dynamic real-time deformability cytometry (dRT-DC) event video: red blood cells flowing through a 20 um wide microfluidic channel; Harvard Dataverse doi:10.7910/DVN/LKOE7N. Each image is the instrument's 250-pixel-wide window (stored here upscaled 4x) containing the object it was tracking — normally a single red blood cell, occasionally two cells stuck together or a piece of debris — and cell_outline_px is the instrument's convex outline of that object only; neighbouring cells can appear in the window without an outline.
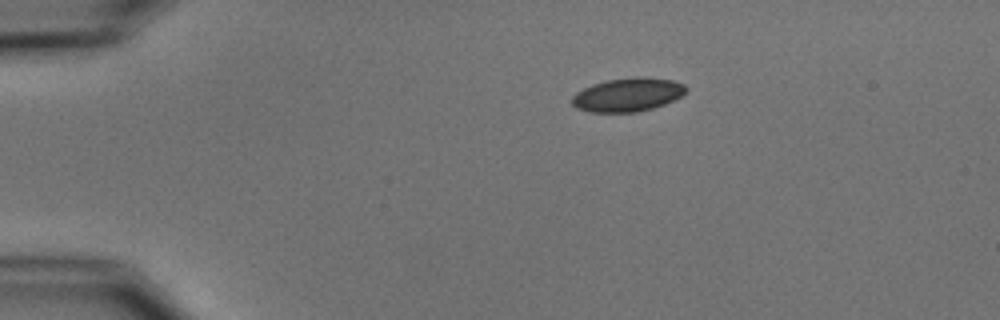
{"species": "common noctule bat (a hibernating species)", "species_latin": "Nyctalus noctula", "temperature_condition": "cold", "stored_images_in_passage": 3, "camera_frame_rate_fps": 3000, "um_per_image_px": 0.085, "animal": {"sex": "male", "body_mass_g": 15.6}, "frame": {"image": 1, "passage_image": 1, "time_ms": 0.0, "image_size_px": [1000, 320], "cell_outline_px": [[688, 92], [664, 104], [652, 108], [636, 112], [588, 112], [576, 108], [572, 104], [572, 96], [576, 92], [592, 84], [604, 80], [636, 76], [644, 76], [672, 80], [684, 84], [688, 88]], "centroid_in_image_um": [53.35, 8.04], "position_along_channel_um": 31.6, "area_um2": 22.54}}
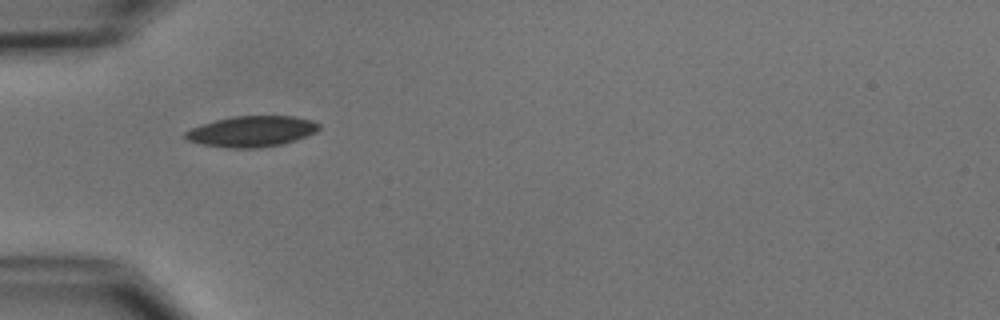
{"frame": {"image": 2, "passage_image": 3, "time_ms": 2.333, "image_size_px": [1000, 320], "cell_outline_px": [[320, 128], [316, 132], [296, 140], [280, 144], [256, 148], [232, 148], [204, 144], [188, 140], [184, 136], [184, 132], [200, 124], [232, 116], [292, 116], [312, 120], [320, 124]], "centroid_in_image_um": [21.41, 11.16], "position_along_channel_um": 63.6, "area_um2": 23.81}}